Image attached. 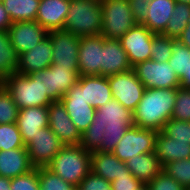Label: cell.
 <instances>
[{
    "label": "cell",
    "instance_id": "42",
    "mask_svg": "<svg viewBox=\"0 0 190 190\" xmlns=\"http://www.w3.org/2000/svg\"><path fill=\"white\" fill-rule=\"evenodd\" d=\"M37 77H41V86L44 92L53 100L60 101L63 97L55 88L54 69L49 66L40 72L34 73Z\"/></svg>",
    "mask_w": 190,
    "mask_h": 190
},
{
    "label": "cell",
    "instance_id": "24",
    "mask_svg": "<svg viewBox=\"0 0 190 190\" xmlns=\"http://www.w3.org/2000/svg\"><path fill=\"white\" fill-rule=\"evenodd\" d=\"M154 152L161 165L164 166L173 161L190 158V144L188 142L175 141L160 131L156 135Z\"/></svg>",
    "mask_w": 190,
    "mask_h": 190
},
{
    "label": "cell",
    "instance_id": "37",
    "mask_svg": "<svg viewBox=\"0 0 190 190\" xmlns=\"http://www.w3.org/2000/svg\"><path fill=\"white\" fill-rule=\"evenodd\" d=\"M172 119L190 122V88H176V98Z\"/></svg>",
    "mask_w": 190,
    "mask_h": 190
},
{
    "label": "cell",
    "instance_id": "15",
    "mask_svg": "<svg viewBox=\"0 0 190 190\" xmlns=\"http://www.w3.org/2000/svg\"><path fill=\"white\" fill-rule=\"evenodd\" d=\"M105 37L101 34L80 37L78 49L79 76L100 75L101 49Z\"/></svg>",
    "mask_w": 190,
    "mask_h": 190
},
{
    "label": "cell",
    "instance_id": "32",
    "mask_svg": "<svg viewBox=\"0 0 190 190\" xmlns=\"http://www.w3.org/2000/svg\"><path fill=\"white\" fill-rule=\"evenodd\" d=\"M40 190H76V187L65 182L47 167H38Z\"/></svg>",
    "mask_w": 190,
    "mask_h": 190
},
{
    "label": "cell",
    "instance_id": "48",
    "mask_svg": "<svg viewBox=\"0 0 190 190\" xmlns=\"http://www.w3.org/2000/svg\"><path fill=\"white\" fill-rule=\"evenodd\" d=\"M177 40L190 49V23L183 30L182 34L177 38Z\"/></svg>",
    "mask_w": 190,
    "mask_h": 190
},
{
    "label": "cell",
    "instance_id": "40",
    "mask_svg": "<svg viewBox=\"0 0 190 190\" xmlns=\"http://www.w3.org/2000/svg\"><path fill=\"white\" fill-rule=\"evenodd\" d=\"M10 190H40L38 168L10 179Z\"/></svg>",
    "mask_w": 190,
    "mask_h": 190
},
{
    "label": "cell",
    "instance_id": "23",
    "mask_svg": "<svg viewBox=\"0 0 190 190\" xmlns=\"http://www.w3.org/2000/svg\"><path fill=\"white\" fill-rule=\"evenodd\" d=\"M26 147L0 151V176L13 179L33 170Z\"/></svg>",
    "mask_w": 190,
    "mask_h": 190
},
{
    "label": "cell",
    "instance_id": "22",
    "mask_svg": "<svg viewBox=\"0 0 190 190\" xmlns=\"http://www.w3.org/2000/svg\"><path fill=\"white\" fill-rule=\"evenodd\" d=\"M91 172L113 182L121 175H132L126 163L120 161L112 152H91Z\"/></svg>",
    "mask_w": 190,
    "mask_h": 190
},
{
    "label": "cell",
    "instance_id": "25",
    "mask_svg": "<svg viewBox=\"0 0 190 190\" xmlns=\"http://www.w3.org/2000/svg\"><path fill=\"white\" fill-rule=\"evenodd\" d=\"M126 167L130 173L143 184L149 183L163 170V166L155 152L131 157L130 160L126 162Z\"/></svg>",
    "mask_w": 190,
    "mask_h": 190
},
{
    "label": "cell",
    "instance_id": "1",
    "mask_svg": "<svg viewBox=\"0 0 190 190\" xmlns=\"http://www.w3.org/2000/svg\"><path fill=\"white\" fill-rule=\"evenodd\" d=\"M176 98V88H146L142 99L133 111L136 127L162 131L165 123L171 119Z\"/></svg>",
    "mask_w": 190,
    "mask_h": 190
},
{
    "label": "cell",
    "instance_id": "30",
    "mask_svg": "<svg viewBox=\"0 0 190 190\" xmlns=\"http://www.w3.org/2000/svg\"><path fill=\"white\" fill-rule=\"evenodd\" d=\"M54 69L55 88L64 96L78 81L79 71L76 68H64L50 65Z\"/></svg>",
    "mask_w": 190,
    "mask_h": 190
},
{
    "label": "cell",
    "instance_id": "11",
    "mask_svg": "<svg viewBox=\"0 0 190 190\" xmlns=\"http://www.w3.org/2000/svg\"><path fill=\"white\" fill-rule=\"evenodd\" d=\"M63 146V143L47 126L40 129L25 147L32 165L38 168L46 167Z\"/></svg>",
    "mask_w": 190,
    "mask_h": 190
},
{
    "label": "cell",
    "instance_id": "5",
    "mask_svg": "<svg viewBox=\"0 0 190 190\" xmlns=\"http://www.w3.org/2000/svg\"><path fill=\"white\" fill-rule=\"evenodd\" d=\"M102 6V30L105 38L119 39L138 22L132 15L129 0H104Z\"/></svg>",
    "mask_w": 190,
    "mask_h": 190
},
{
    "label": "cell",
    "instance_id": "51",
    "mask_svg": "<svg viewBox=\"0 0 190 190\" xmlns=\"http://www.w3.org/2000/svg\"><path fill=\"white\" fill-rule=\"evenodd\" d=\"M177 2L190 4V0H176Z\"/></svg>",
    "mask_w": 190,
    "mask_h": 190
},
{
    "label": "cell",
    "instance_id": "13",
    "mask_svg": "<svg viewBox=\"0 0 190 190\" xmlns=\"http://www.w3.org/2000/svg\"><path fill=\"white\" fill-rule=\"evenodd\" d=\"M8 36L17 55H20L43 41L48 36V31L36 20L17 21L12 22Z\"/></svg>",
    "mask_w": 190,
    "mask_h": 190
},
{
    "label": "cell",
    "instance_id": "12",
    "mask_svg": "<svg viewBox=\"0 0 190 190\" xmlns=\"http://www.w3.org/2000/svg\"><path fill=\"white\" fill-rule=\"evenodd\" d=\"M81 134L92 124L96 109L89 105L84 90L76 83L60 100Z\"/></svg>",
    "mask_w": 190,
    "mask_h": 190
},
{
    "label": "cell",
    "instance_id": "34",
    "mask_svg": "<svg viewBox=\"0 0 190 190\" xmlns=\"http://www.w3.org/2000/svg\"><path fill=\"white\" fill-rule=\"evenodd\" d=\"M19 108L11 94L0 83V124L16 123Z\"/></svg>",
    "mask_w": 190,
    "mask_h": 190
},
{
    "label": "cell",
    "instance_id": "3",
    "mask_svg": "<svg viewBox=\"0 0 190 190\" xmlns=\"http://www.w3.org/2000/svg\"><path fill=\"white\" fill-rule=\"evenodd\" d=\"M64 30L78 37L99 35L102 30L101 2L70 0Z\"/></svg>",
    "mask_w": 190,
    "mask_h": 190
},
{
    "label": "cell",
    "instance_id": "33",
    "mask_svg": "<svg viewBox=\"0 0 190 190\" xmlns=\"http://www.w3.org/2000/svg\"><path fill=\"white\" fill-rule=\"evenodd\" d=\"M169 64L175 70L177 76L181 78L186 73L190 63V49L173 38V51L169 59Z\"/></svg>",
    "mask_w": 190,
    "mask_h": 190
},
{
    "label": "cell",
    "instance_id": "4",
    "mask_svg": "<svg viewBox=\"0 0 190 190\" xmlns=\"http://www.w3.org/2000/svg\"><path fill=\"white\" fill-rule=\"evenodd\" d=\"M0 83L11 94L19 109L49 106L53 102L41 86V77L35 74L24 75L14 72Z\"/></svg>",
    "mask_w": 190,
    "mask_h": 190
},
{
    "label": "cell",
    "instance_id": "28",
    "mask_svg": "<svg viewBox=\"0 0 190 190\" xmlns=\"http://www.w3.org/2000/svg\"><path fill=\"white\" fill-rule=\"evenodd\" d=\"M18 55L10 43L8 31H0V82L16 72Z\"/></svg>",
    "mask_w": 190,
    "mask_h": 190
},
{
    "label": "cell",
    "instance_id": "50",
    "mask_svg": "<svg viewBox=\"0 0 190 190\" xmlns=\"http://www.w3.org/2000/svg\"><path fill=\"white\" fill-rule=\"evenodd\" d=\"M0 190H10V179L0 176Z\"/></svg>",
    "mask_w": 190,
    "mask_h": 190
},
{
    "label": "cell",
    "instance_id": "10",
    "mask_svg": "<svg viewBox=\"0 0 190 190\" xmlns=\"http://www.w3.org/2000/svg\"><path fill=\"white\" fill-rule=\"evenodd\" d=\"M48 36L51 38L53 49L52 64L64 68H76L79 71L80 37L64 29L49 31Z\"/></svg>",
    "mask_w": 190,
    "mask_h": 190
},
{
    "label": "cell",
    "instance_id": "52",
    "mask_svg": "<svg viewBox=\"0 0 190 190\" xmlns=\"http://www.w3.org/2000/svg\"><path fill=\"white\" fill-rule=\"evenodd\" d=\"M139 190H148V187L144 184Z\"/></svg>",
    "mask_w": 190,
    "mask_h": 190
},
{
    "label": "cell",
    "instance_id": "44",
    "mask_svg": "<svg viewBox=\"0 0 190 190\" xmlns=\"http://www.w3.org/2000/svg\"><path fill=\"white\" fill-rule=\"evenodd\" d=\"M76 190H111V183L90 171Z\"/></svg>",
    "mask_w": 190,
    "mask_h": 190
},
{
    "label": "cell",
    "instance_id": "18",
    "mask_svg": "<svg viewBox=\"0 0 190 190\" xmlns=\"http://www.w3.org/2000/svg\"><path fill=\"white\" fill-rule=\"evenodd\" d=\"M91 125H100L103 128L135 126L133 112L126 109L114 98L96 109Z\"/></svg>",
    "mask_w": 190,
    "mask_h": 190
},
{
    "label": "cell",
    "instance_id": "19",
    "mask_svg": "<svg viewBox=\"0 0 190 190\" xmlns=\"http://www.w3.org/2000/svg\"><path fill=\"white\" fill-rule=\"evenodd\" d=\"M16 123L26 146L40 129L48 126V106L19 109Z\"/></svg>",
    "mask_w": 190,
    "mask_h": 190
},
{
    "label": "cell",
    "instance_id": "38",
    "mask_svg": "<svg viewBox=\"0 0 190 190\" xmlns=\"http://www.w3.org/2000/svg\"><path fill=\"white\" fill-rule=\"evenodd\" d=\"M162 132L175 141L190 144V122L171 118L165 123Z\"/></svg>",
    "mask_w": 190,
    "mask_h": 190
},
{
    "label": "cell",
    "instance_id": "16",
    "mask_svg": "<svg viewBox=\"0 0 190 190\" xmlns=\"http://www.w3.org/2000/svg\"><path fill=\"white\" fill-rule=\"evenodd\" d=\"M52 43L49 36L29 51L18 55L16 72L24 75L47 69L52 64Z\"/></svg>",
    "mask_w": 190,
    "mask_h": 190
},
{
    "label": "cell",
    "instance_id": "31",
    "mask_svg": "<svg viewBox=\"0 0 190 190\" xmlns=\"http://www.w3.org/2000/svg\"><path fill=\"white\" fill-rule=\"evenodd\" d=\"M24 147V141L17 123L0 124V151H9Z\"/></svg>",
    "mask_w": 190,
    "mask_h": 190
},
{
    "label": "cell",
    "instance_id": "43",
    "mask_svg": "<svg viewBox=\"0 0 190 190\" xmlns=\"http://www.w3.org/2000/svg\"><path fill=\"white\" fill-rule=\"evenodd\" d=\"M148 190H184L174 178L169 176L163 170L149 183L146 184Z\"/></svg>",
    "mask_w": 190,
    "mask_h": 190
},
{
    "label": "cell",
    "instance_id": "35",
    "mask_svg": "<svg viewBox=\"0 0 190 190\" xmlns=\"http://www.w3.org/2000/svg\"><path fill=\"white\" fill-rule=\"evenodd\" d=\"M173 38L162 34H154L151 46V57L153 61L168 62L172 56Z\"/></svg>",
    "mask_w": 190,
    "mask_h": 190
},
{
    "label": "cell",
    "instance_id": "17",
    "mask_svg": "<svg viewBox=\"0 0 190 190\" xmlns=\"http://www.w3.org/2000/svg\"><path fill=\"white\" fill-rule=\"evenodd\" d=\"M126 51L119 39L105 38L101 49L100 75L110 76L131 70Z\"/></svg>",
    "mask_w": 190,
    "mask_h": 190
},
{
    "label": "cell",
    "instance_id": "49",
    "mask_svg": "<svg viewBox=\"0 0 190 190\" xmlns=\"http://www.w3.org/2000/svg\"><path fill=\"white\" fill-rule=\"evenodd\" d=\"M181 87L190 88V63L187 66L186 73L180 78Z\"/></svg>",
    "mask_w": 190,
    "mask_h": 190
},
{
    "label": "cell",
    "instance_id": "9",
    "mask_svg": "<svg viewBox=\"0 0 190 190\" xmlns=\"http://www.w3.org/2000/svg\"><path fill=\"white\" fill-rule=\"evenodd\" d=\"M153 37L154 33L143 24L137 23L119 38L132 67L140 62L150 60Z\"/></svg>",
    "mask_w": 190,
    "mask_h": 190
},
{
    "label": "cell",
    "instance_id": "14",
    "mask_svg": "<svg viewBox=\"0 0 190 190\" xmlns=\"http://www.w3.org/2000/svg\"><path fill=\"white\" fill-rule=\"evenodd\" d=\"M48 126L63 145H78L82 134L71 121L61 101H53L48 106Z\"/></svg>",
    "mask_w": 190,
    "mask_h": 190
},
{
    "label": "cell",
    "instance_id": "41",
    "mask_svg": "<svg viewBox=\"0 0 190 190\" xmlns=\"http://www.w3.org/2000/svg\"><path fill=\"white\" fill-rule=\"evenodd\" d=\"M130 127H108L105 129L99 152H112Z\"/></svg>",
    "mask_w": 190,
    "mask_h": 190
},
{
    "label": "cell",
    "instance_id": "29",
    "mask_svg": "<svg viewBox=\"0 0 190 190\" xmlns=\"http://www.w3.org/2000/svg\"><path fill=\"white\" fill-rule=\"evenodd\" d=\"M189 23L190 4L176 1L171 18L162 35L177 39Z\"/></svg>",
    "mask_w": 190,
    "mask_h": 190
},
{
    "label": "cell",
    "instance_id": "6",
    "mask_svg": "<svg viewBox=\"0 0 190 190\" xmlns=\"http://www.w3.org/2000/svg\"><path fill=\"white\" fill-rule=\"evenodd\" d=\"M132 69L145 88L173 89L181 86L180 78L169 62L150 59L138 63Z\"/></svg>",
    "mask_w": 190,
    "mask_h": 190
},
{
    "label": "cell",
    "instance_id": "21",
    "mask_svg": "<svg viewBox=\"0 0 190 190\" xmlns=\"http://www.w3.org/2000/svg\"><path fill=\"white\" fill-rule=\"evenodd\" d=\"M77 84L84 90V97L95 109L113 98L108 77L102 75L79 76Z\"/></svg>",
    "mask_w": 190,
    "mask_h": 190
},
{
    "label": "cell",
    "instance_id": "2",
    "mask_svg": "<svg viewBox=\"0 0 190 190\" xmlns=\"http://www.w3.org/2000/svg\"><path fill=\"white\" fill-rule=\"evenodd\" d=\"M46 167L77 187L91 171V152L80 144L64 145Z\"/></svg>",
    "mask_w": 190,
    "mask_h": 190
},
{
    "label": "cell",
    "instance_id": "27",
    "mask_svg": "<svg viewBox=\"0 0 190 190\" xmlns=\"http://www.w3.org/2000/svg\"><path fill=\"white\" fill-rule=\"evenodd\" d=\"M2 4L12 22L35 21L40 0H3Z\"/></svg>",
    "mask_w": 190,
    "mask_h": 190
},
{
    "label": "cell",
    "instance_id": "7",
    "mask_svg": "<svg viewBox=\"0 0 190 190\" xmlns=\"http://www.w3.org/2000/svg\"><path fill=\"white\" fill-rule=\"evenodd\" d=\"M157 131L130 127L121 140L117 143L112 153L122 162H127L131 157L155 151Z\"/></svg>",
    "mask_w": 190,
    "mask_h": 190
},
{
    "label": "cell",
    "instance_id": "46",
    "mask_svg": "<svg viewBox=\"0 0 190 190\" xmlns=\"http://www.w3.org/2000/svg\"><path fill=\"white\" fill-rule=\"evenodd\" d=\"M152 0H129L132 15L138 23H141L148 14V6Z\"/></svg>",
    "mask_w": 190,
    "mask_h": 190
},
{
    "label": "cell",
    "instance_id": "26",
    "mask_svg": "<svg viewBox=\"0 0 190 190\" xmlns=\"http://www.w3.org/2000/svg\"><path fill=\"white\" fill-rule=\"evenodd\" d=\"M176 0H152L148 6V14L141 22L154 34H162L173 13Z\"/></svg>",
    "mask_w": 190,
    "mask_h": 190
},
{
    "label": "cell",
    "instance_id": "39",
    "mask_svg": "<svg viewBox=\"0 0 190 190\" xmlns=\"http://www.w3.org/2000/svg\"><path fill=\"white\" fill-rule=\"evenodd\" d=\"M105 129L100 125H90L82 134L80 145L89 152L97 151L101 147Z\"/></svg>",
    "mask_w": 190,
    "mask_h": 190
},
{
    "label": "cell",
    "instance_id": "8",
    "mask_svg": "<svg viewBox=\"0 0 190 190\" xmlns=\"http://www.w3.org/2000/svg\"><path fill=\"white\" fill-rule=\"evenodd\" d=\"M107 77L113 98L133 112L146 89L133 69Z\"/></svg>",
    "mask_w": 190,
    "mask_h": 190
},
{
    "label": "cell",
    "instance_id": "47",
    "mask_svg": "<svg viewBox=\"0 0 190 190\" xmlns=\"http://www.w3.org/2000/svg\"><path fill=\"white\" fill-rule=\"evenodd\" d=\"M12 25L9 14L6 12L2 2H0V31H8Z\"/></svg>",
    "mask_w": 190,
    "mask_h": 190
},
{
    "label": "cell",
    "instance_id": "36",
    "mask_svg": "<svg viewBox=\"0 0 190 190\" xmlns=\"http://www.w3.org/2000/svg\"><path fill=\"white\" fill-rule=\"evenodd\" d=\"M163 171L185 189L190 188V158L167 163L163 166Z\"/></svg>",
    "mask_w": 190,
    "mask_h": 190
},
{
    "label": "cell",
    "instance_id": "20",
    "mask_svg": "<svg viewBox=\"0 0 190 190\" xmlns=\"http://www.w3.org/2000/svg\"><path fill=\"white\" fill-rule=\"evenodd\" d=\"M70 0H40L36 21L48 32L64 29Z\"/></svg>",
    "mask_w": 190,
    "mask_h": 190
},
{
    "label": "cell",
    "instance_id": "45",
    "mask_svg": "<svg viewBox=\"0 0 190 190\" xmlns=\"http://www.w3.org/2000/svg\"><path fill=\"white\" fill-rule=\"evenodd\" d=\"M143 185L133 175H121L111 182V190H139Z\"/></svg>",
    "mask_w": 190,
    "mask_h": 190
}]
</instances>
